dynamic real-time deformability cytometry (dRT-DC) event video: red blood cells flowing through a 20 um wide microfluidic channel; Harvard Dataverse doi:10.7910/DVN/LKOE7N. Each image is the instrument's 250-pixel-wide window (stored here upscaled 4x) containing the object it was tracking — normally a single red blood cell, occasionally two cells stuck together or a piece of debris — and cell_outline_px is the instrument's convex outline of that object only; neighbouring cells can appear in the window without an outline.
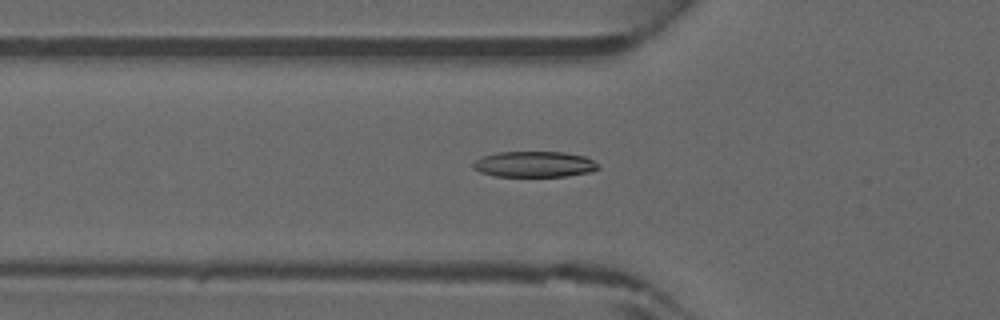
{"species": "common noctule bat (a hibernating species)", "species_latin": "Nyctalus noctula", "temperature_condition": "warm", "stored_images_in_passage": 43, "camera_frame_rate_fps": 3000, "um_per_image_px": 0.085, "animal": {"sex": "male", "forearm_length_mm": 52.5}, "frame": {"image": 1, "passage_image": 13, "time_ms": 4.0, "image_size_px": [1000, 320], "cell_outline_px": [[600, 168], [588, 172], [568, 176], [496, 176], [480, 172], [472, 168], [472, 164], [480, 156], [496, 152], [564, 152], [584, 156], [600, 164]], "centroid_in_image_um": [45.4, 13.95], "position_along_channel_um": 80.4, "area_um2": 18.9}}
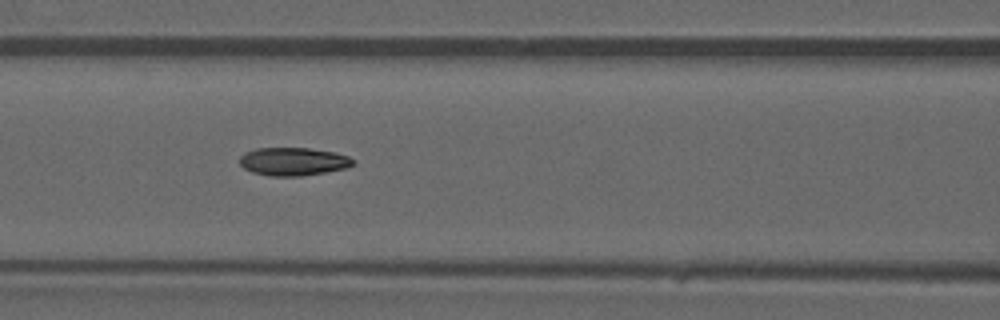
{"frame": {"image": 2, "passage_image": 17, "time_ms": 5.333, "image_size_px": [1000, 320], "cell_outline_px": [[356, 164], [348, 168], [300, 176], [268, 176], [252, 172], [244, 168], [240, 164], [240, 156], [244, 152], [256, 148], [308, 148], [336, 152], [348, 156], [356, 160]], "centroid_in_image_um": [24.95, 13.72], "position_along_channel_um": 141.6, "area_um2": 18.79}}
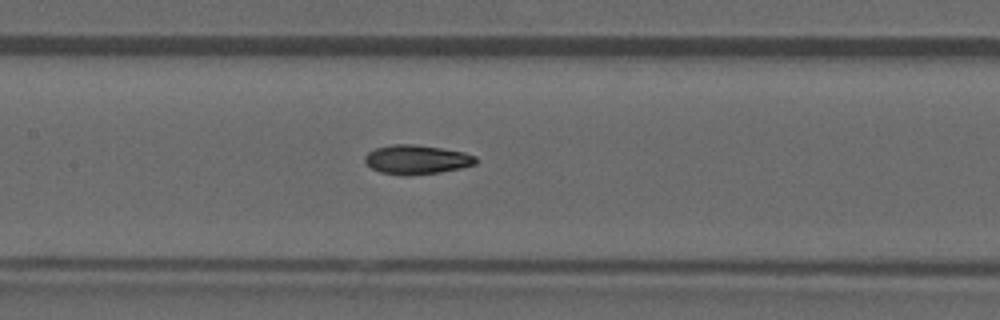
{"frame": {"image": 3, "passage_image": 19, "time_ms": 6.0, "image_size_px": [1000, 320], "cell_outline_px": [[476, 164], [460, 168], [440, 172], [380, 172], [372, 168], [364, 160], [364, 156], [368, 152], [376, 148], [392, 144], [416, 144], [464, 152], [476, 156]], "centroid_in_image_um": [35.44, 13.5], "position_along_channel_um": 172.0, "area_um2": 17.98}}